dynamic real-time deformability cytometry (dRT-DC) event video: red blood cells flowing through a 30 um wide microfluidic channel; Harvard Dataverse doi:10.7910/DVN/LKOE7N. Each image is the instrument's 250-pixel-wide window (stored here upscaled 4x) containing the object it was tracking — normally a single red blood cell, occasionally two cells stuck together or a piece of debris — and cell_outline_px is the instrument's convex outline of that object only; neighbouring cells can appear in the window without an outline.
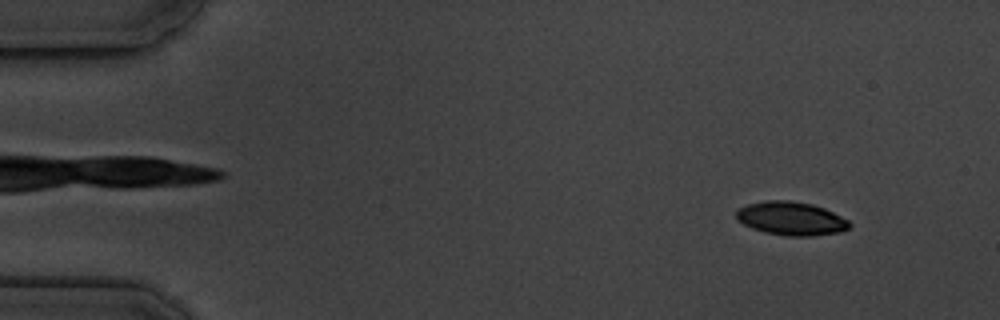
{"species": "common noctule bat (a hibernating species)", "species_latin": "Nyctalus noctula", "temperature_condition": "cold", "stored_images_in_passage": 6, "camera_frame_rate_fps": 3000, "um_per_image_px": 0.085, "animal": {"sex": "male", "body_mass_g": 19.5, "forearm_length_mm": 54.6}, "frame": {"image": 1, "passage_image": 1, "time_ms": 0.0, "image_size_px": [1000, 320], "cell_outline_px": [[852, 224], [848, 228], [840, 232], [812, 236], [784, 236], [764, 232], [752, 228], [736, 220], [736, 208], [748, 204], [764, 200], [788, 200], [812, 204], [824, 208], [848, 220]], "centroid_in_image_um": [67.21, 18.57], "position_along_channel_um": 17.8, "area_um2": 22.25}}
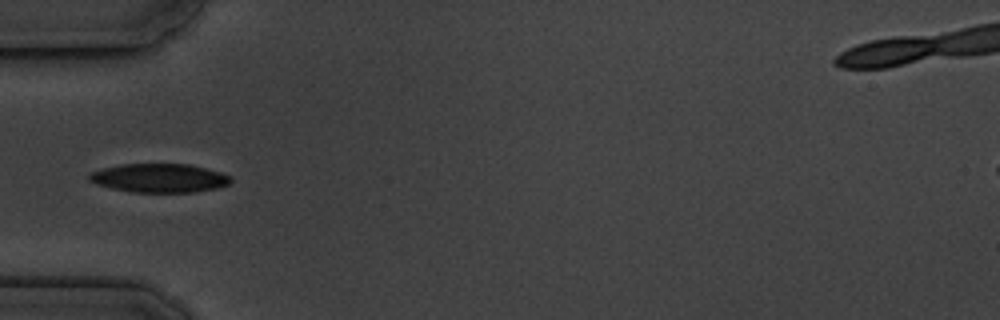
{"frame": {"image": 2, "passage_image": 4, "time_ms": 4.333, "image_size_px": [1000, 320], "cell_outline_px": [[232, 180], [228, 184], [216, 188], [196, 192], [132, 192], [112, 188], [96, 184], [88, 180], [88, 176], [92, 172], [104, 168], [120, 164], [188, 164], [220, 172], [228, 176]], "centroid_in_image_um": [13.52, 15.13], "position_along_channel_um": 71.5, "area_um2": 23.52}}
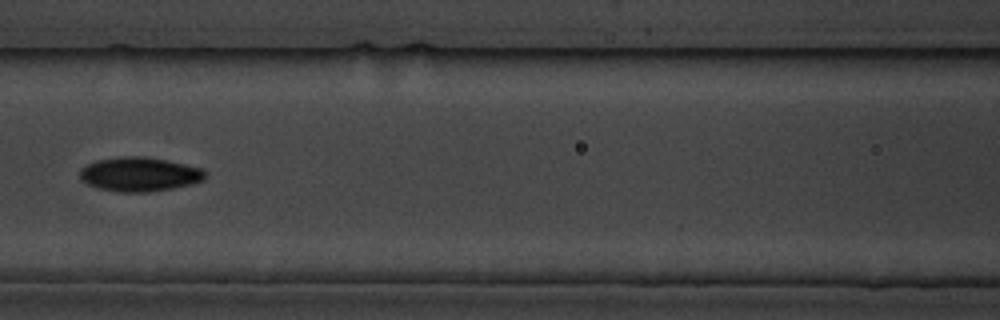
{"frame": {"image": 3, "passage_image": 6, "time_ms": 6.667, "image_size_px": [1000, 320], "cell_outline_px": [[204, 180], [192, 184], [172, 188], [148, 192], [116, 192], [100, 188], [88, 184], [80, 176], [80, 168], [96, 160], [120, 156], [144, 156], [168, 160], [200, 168], [204, 172]], "centroid_in_image_um": [11.84, 14.8], "position_along_channel_um": 154.8, "area_um2": 24.85}}